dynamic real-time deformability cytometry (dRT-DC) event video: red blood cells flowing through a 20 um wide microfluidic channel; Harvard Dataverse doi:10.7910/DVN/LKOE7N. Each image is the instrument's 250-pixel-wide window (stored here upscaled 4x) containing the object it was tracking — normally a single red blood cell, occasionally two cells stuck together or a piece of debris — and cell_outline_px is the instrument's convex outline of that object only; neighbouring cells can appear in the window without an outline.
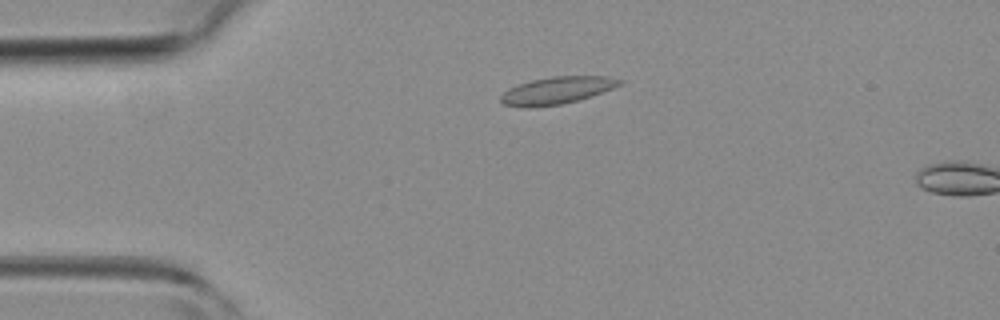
{"species": "common noctule bat (a hibernating species)", "species_latin": "Nyctalus noctula", "temperature_condition": "room temperature", "stored_images_in_passage": 4, "camera_frame_rate_fps": 3000, "um_per_image_px": 0.085, "animal": {"sex": "female", "body_mass_g": 19.3, "forearm_length_mm": 54.1}, "frame": {"image": 1, "passage_image": 3, "time_ms": 2.333, "image_size_px": [1000, 320], "cell_outline_px": [[624, 80], [620, 84], [612, 88], [592, 96], [560, 104], [524, 108], [504, 104], [500, 100], [500, 96], [508, 88], [516, 84], [532, 80], [552, 76], [608, 76]], "centroid_in_image_um": [47.3, 7.67], "position_along_channel_um": 37.7, "area_um2": 18.79}}